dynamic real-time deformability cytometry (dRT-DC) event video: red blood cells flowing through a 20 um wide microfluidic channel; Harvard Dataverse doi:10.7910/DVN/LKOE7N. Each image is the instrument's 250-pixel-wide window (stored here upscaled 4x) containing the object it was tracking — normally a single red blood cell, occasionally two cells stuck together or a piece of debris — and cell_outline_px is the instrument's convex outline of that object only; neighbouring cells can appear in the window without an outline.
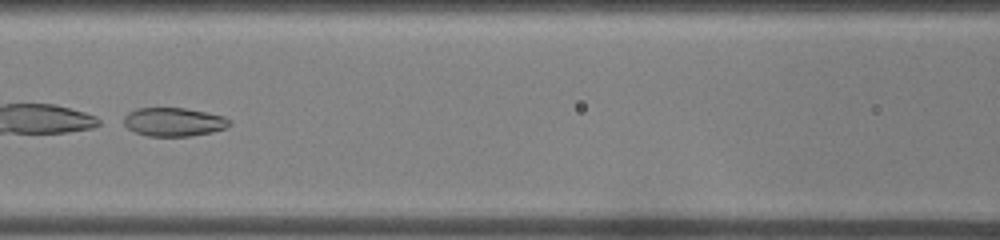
{"species": "common noctule bat (a hibernating species)", "species_latin": "Nyctalus noctula", "temperature_condition": "room temperature", "stored_images_in_passage": 49, "camera_frame_rate_fps": 3000, "um_per_image_px": 0.085, "animal": {"sex": "female", "body_mass_g": 22.0, "forearm_length_mm": 56.7}, "frame": {"image": 1, "passage_image": 24, "time_ms": 7.667, "image_size_px": [1000, 240], "cell_outline_px": [[232, 124], [228, 128], [212, 132], [188, 136], [148, 136], [136, 132], [128, 128], [124, 124], [124, 116], [128, 112], [136, 108], [184, 108], [224, 116]], "centroid_in_image_um": [14.77, 10.36], "position_along_channel_um": 151.8, "area_um2": 17.57}}
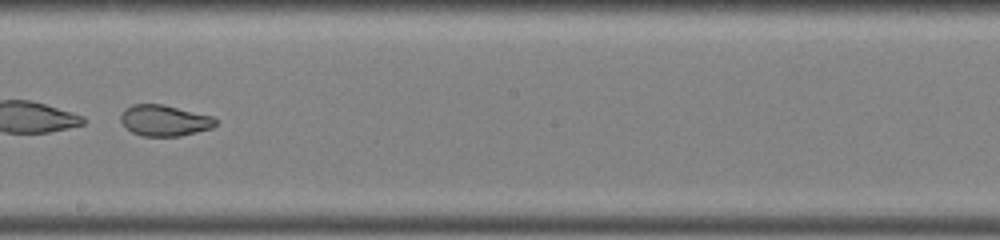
{"frame": {"image": 2, "passage_image": 30, "time_ms": 9.667, "image_size_px": [1000, 240], "cell_outline_px": [[216, 124], [212, 128], [180, 136], [140, 136], [132, 132], [120, 120], [120, 116], [124, 108], [132, 104], [164, 104], [212, 116], [216, 120]], "centroid_in_image_um": [13.96, 10.23], "position_along_channel_um": 234.2, "area_um2": 17.17}}